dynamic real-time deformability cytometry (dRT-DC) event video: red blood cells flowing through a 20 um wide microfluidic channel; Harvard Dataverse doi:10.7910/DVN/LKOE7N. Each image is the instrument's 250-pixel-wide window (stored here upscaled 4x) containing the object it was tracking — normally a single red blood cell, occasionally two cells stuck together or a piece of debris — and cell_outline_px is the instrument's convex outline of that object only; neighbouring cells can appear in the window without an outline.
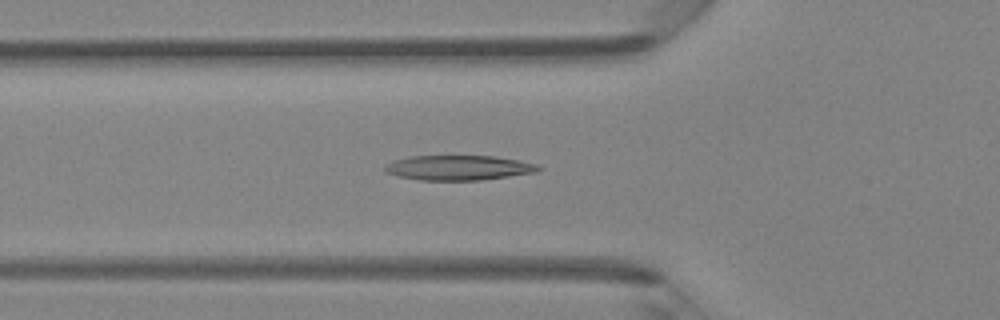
{"species": "Egyptian fruit bat (a non-hibernating species)", "species_latin": "Rousettus aegyptiacus", "temperature_condition": "room temperature", "stored_images_in_passage": 47, "camera_frame_rate_fps": 3000, "um_per_image_px": 0.085, "animal": {"sex": "female"}, "frame": {"image": 1, "passage_image": 16, "time_ms": 5.0, "image_size_px": [1000, 320], "cell_outline_px": [[540, 168], [536, 172], [480, 180], [420, 180], [396, 176], [384, 172], [384, 164], [392, 160], [408, 156], [492, 156], [516, 160], [536, 164]], "centroid_in_image_um": [38.86, 14.26], "position_along_channel_um": 86.9, "area_um2": 22.2}}
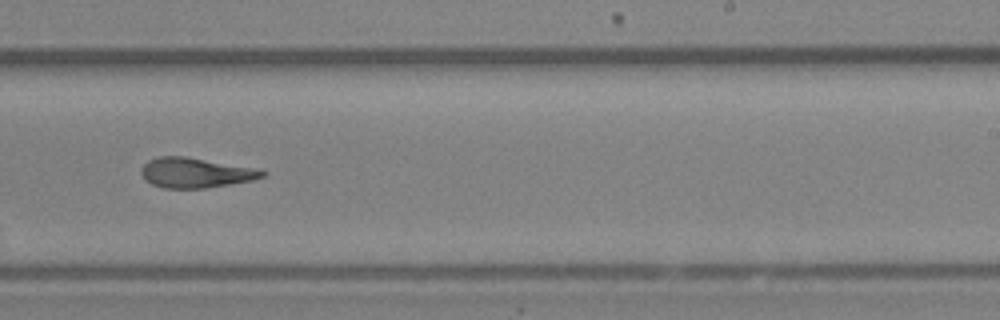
{"frame": {"image": 2, "passage_image": 29, "time_ms": 9.333, "image_size_px": [1000, 320], "cell_outline_px": [[268, 172], [264, 176], [252, 180], [204, 188], [164, 188], [152, 184], [144, 180], [140, 172], [140, 168], [148, 160], [160, 156], [184, 156], [264, 168]], "centroid_in_image_um": [16.67, 14.66], "position_along_channel_um": 272.3, "area_um2": 21.56}}
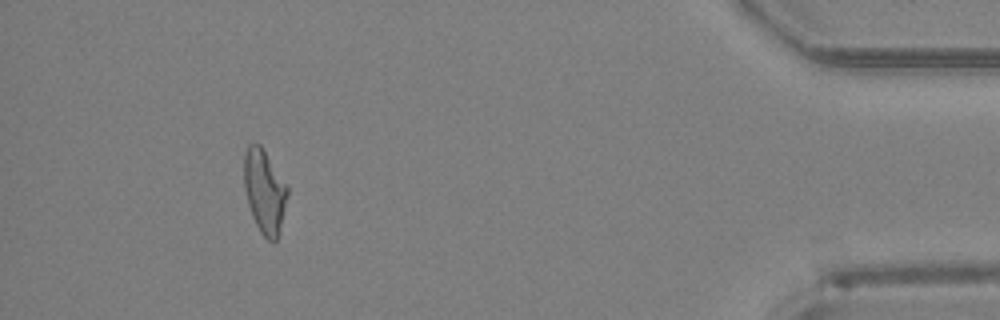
{"frame": {"image": 3, "passage_image": 43, "time_ms": 14.0, "image_size_px": [1000, 320], "cell_outline_px": [[288, 196], [276, 240], [272, 244], [260, 232], [252, 216], [248, 204], [244, 188], [244, 156], [248, 144], [260, 144], [288, 184]], "centroid_in_image_um": [22.49, 16.25], "position_along_channel_um": 412.7, "area_um2": 21.21}, "authors_computed_cell_mechanics": {"area_um2": 21.7906, "velocity_mm_per_s": 4.3065, "shape_relaxation_time_tau1_ms": 6.1617, "shape_relaxation_time_tau2_ms": 2.9462, "deformation_change_tau1": 0.229, "deformation_change_tau2": 0.135}}